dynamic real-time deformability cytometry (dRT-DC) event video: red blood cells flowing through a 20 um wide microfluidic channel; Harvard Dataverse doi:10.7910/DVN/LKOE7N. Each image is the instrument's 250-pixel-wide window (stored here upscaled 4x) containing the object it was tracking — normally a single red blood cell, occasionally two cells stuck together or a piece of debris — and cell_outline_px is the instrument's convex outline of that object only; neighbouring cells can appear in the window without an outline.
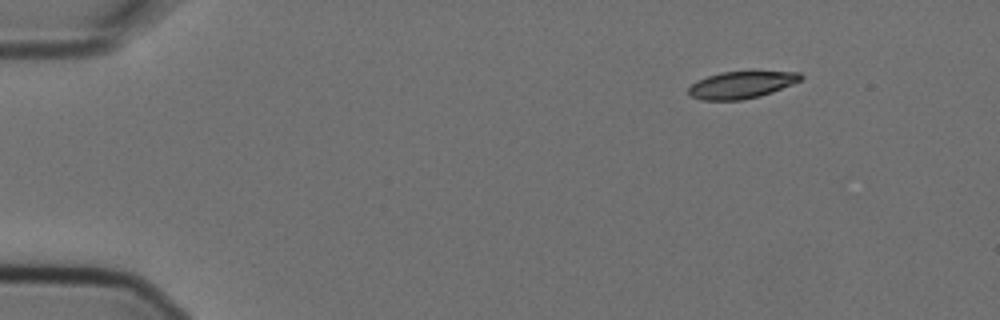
{"species": "Egyptian fruit bat (a non-hibernating species)", "species_latin": "Rousettus aegyptiacus", "temperature_condition": "cold", "stored_images_in_passage": 5, "camera_frame_rate_fps": 3000, "um_per_image_px": 0.085, "animal": {"sex": "female"}, "frame": {"image": 1, "passage_image": 1, "time_ms": 0.0, "image_size_px": [1000, 320], "cell_outline_px": [[804, 76], [800, 80], [792, 84], [772, 92], [760, 96], [740, 100], [700, 100], [688, 96], [688, 88], [692, 84], [708, 76], [720, 72], [752, 68], [800, 72]], "centroid_in_image_um": [63.08, 7.15], "position_along_channel_um": 21.9, "area_um2": 18.67}}
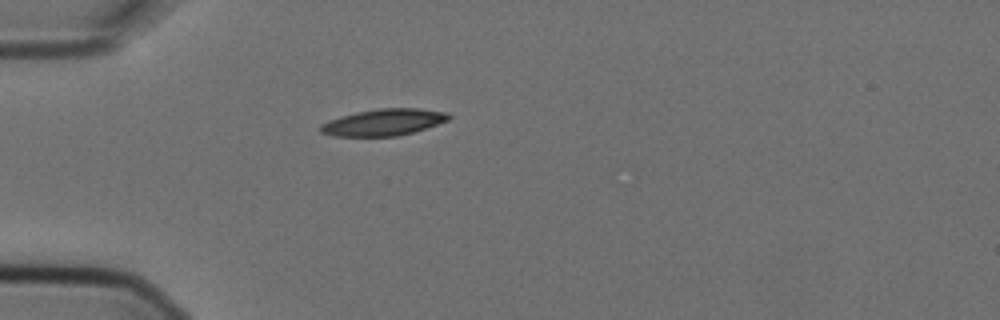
{"frame": {"image": 2, "passage_image": 3, "time_ms": 0.667, "image_size_px": [1000, 320], "cell_outline_px": [[452, 116], [448, 120], [412, 132], [396, 136], [332, 136], [320, 132], [320, 124], [328, 120], [356, 112], [380, 108], [416, 108], [448, 112]], "centroid_in_image_um": [32.58, 10.39], "position_along_channel_um": 52.4, "area_um2": 19.77}}
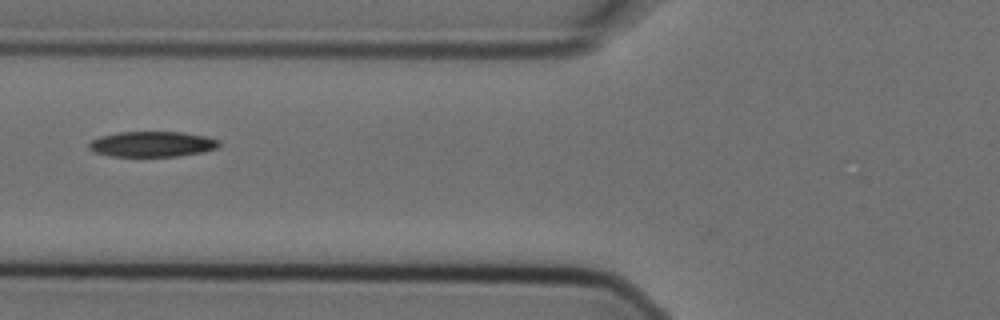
{"frame": {"image": 3, "passage_image": 5, "time_ms": 1.333, "image_size_px": [1000, 320], "cell_outline_px": [[220, 144], [216, 148], [200, 152], [180, 156], [112, 156], [96, 152], [88, 148], [88, 144], [92, 140], [100, 136], [120, 132], [184, 132], [208, 136], [220, 140]], "centroid_in_image_um": [12.96, 12.24], "position_along_channel_um": 112.8, "area_um2": 19.25}}